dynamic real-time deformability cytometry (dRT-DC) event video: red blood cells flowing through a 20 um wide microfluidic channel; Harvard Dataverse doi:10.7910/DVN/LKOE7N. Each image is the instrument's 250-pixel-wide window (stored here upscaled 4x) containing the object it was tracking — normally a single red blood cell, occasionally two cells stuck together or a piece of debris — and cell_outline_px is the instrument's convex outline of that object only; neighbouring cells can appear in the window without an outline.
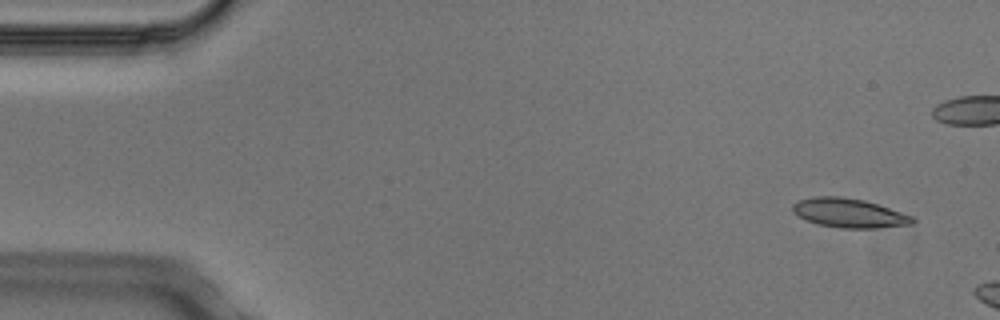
{"species": "Egyptian fruit bat (a non-hibernating species)", "species_latin": "Rousettus aegyptiacus", "temperature_condition": "cold", "stored_images_in_passage": 4, "camera_frame_rate_fps": 3000, "um_per_image_px": 0.085, "animal": {"sex": "male"}, "frame": {"image": 1, "passage_image": 1, "time_ms": 0.0, "image_size_px": [1000, 320], "cell_outline_px": [[916, 220], [912, 224], [876, 228], [840, 228], [820, 224], [808, 220], [792, 212], [792, 204], [800, 200], [816, 196], [840, 196], [864, 200], [912, 216]], "centroid_in_image_um": [72.17, 18.1], "position_along_channel_um": 12.8, "area_um2": 20.06}}